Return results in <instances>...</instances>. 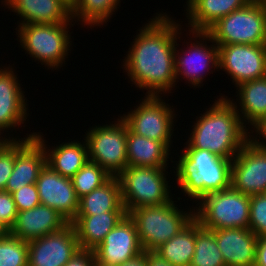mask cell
<instances>
[{"mask_svg": "<svg viewBox=\"0 0 266 266\" xmlns=\"http://www.w3.org/2000/svg\"><path fill=\"white\" fill-rule=\"evenodd\" d=\"M69 222L56 210L46 205L18 212L8 233L21 240L30 241L57 232Z\"/></svg>", "mask_w": 266, "mask_h": 266, "instance_id": "obj_20", "label": "cell"}, {"mask_svg": "<svg viewBox=\"0 0 266 266\" xmlns=\"http://www.w3.org/2000/svg\"><path fill=\"white\" fill-rule=\"evenodd\" d=\"M118 266H147V251H144L136 258L119 264Z\"/></svg>", "mask_w": 266, "mask_h": 266, "instance_id": "obj_41", "label": "cell"}, {"mask_svg": "<svg viewBox=\"0 0 266 266\" xmlns=\"http://www.w3.org/2000/svg\"><path fill=\"white\" fill-rule=\"evenodd\" d=\"M11 194L18 212L32 209L41 204L36 184L25 185Z\"/></svg>", "mask_w": 266, "mask_h": 266, "instance_id": "obj_34", "label": "cell"}, {"mask_svg": "<svg viewBox=\"0 0 266 266\" xmlns=\"http://www.w3.org/2000/svg\"><path fill=\"white\" fill-rule=\"evenodd\" d=\"M147 266H172L155 251H147Z\"/></svg>", "mask_w": 266, "mask_h": 266, "instance_id": "obj_40", "label": "cell"}, {"mask_svg": "<svg viewBox=\"0 0 266 266\" xmlns=\"http://www.w3.org/2000/svg\"><path fill=\"white\" fill-rule=\"evenodd\" d=\"M249 229L257 236H266V193L250 196Z\"/></svg>", "mask_w": 266, "mask_h": 266, "instance_id": "obj_33", "label": "cell"}, {"mask_svg": "<svg viewBox=\"0 0 266 266\" xmlns=\"http://www.w3.org/2000/svg\"><path fill=\"white\" fill-rule=\"evenodd\" d=\"M236 93L237 98L231 102L243 124L252 131L266 116V76L240 84Z\"/></svg>", "mask_w": 266, "mask_h": 266, "instance_id": "obj_24", "label": "cell"}, {"mask_svg": "<svg viewBox=\"0 0 266 266\" xmlns=\"http://www.w3.org/2000/svg\"><path fill=\"white\" fill-rule=\"evenodd\" d=\"M217 45L266 44V10L263 3L245 7L220 18L206 31Z\"/></svg>", "mask_w": 266, "mask_h": 266, "instance_id": "obj_10", "label": "cell"}, {"mask_svg": "<svg viewBox=\"0 0 266 266\" xmlns=\"http://www.w3.org/2000/svg\"><path fill=\"white\" fill-rule=\"evenodd\" d=\"M250 196L232 187L203 196L194 218L208 230L249 228Z\"/></svg>", "mask_w": 266, "mask_h": 266, "instance_id": "obj_8", "label": "cell"}, {"mask_svg": "<svg viewBox=\"0 0 266 266\" xmlns=\"http://www.w3.org/2000/svg\"><path fill=\"white\" fill-rule=\"evenodd\" d=\"M219 72L231 78L234 87L266 76V44L218 45Z\"/></svg>", "mask_w": 266, "mask_h": 266, "instance_id": "obj_12", "label": "cell"}, {"mask_svg": "<svg viewBox=\"0 0 266 266\" xmlns=\"http://www.w3.org/2000/svg\"><path fill=\"white\" fill-rule=\"evenodd\" d=\"M254 266H266V236L257 238Z\"/></svg>", "mask_w": 266, "mask_h": 266, "instance_id": "obj_38", "label": "cell"}, {"mask_svg": "<svg viewBox=\"0 0 266 266\" xmlns=\"http://www.w3.org/2000/svg\"><path fill=\"white\" fill-rule=\"evenodd\" d=\"M169 174L172 172L169 173L168 168L127 166L117 176L126 212L168 203L175 195L171 192L173 187L169 183L172 180Z\"/></svg>", "mask_w": 266, "mask_h": 266, "instance_id": "obj_7", "label": "cell"}, {"mask_svg": "<svg viewBox=\"0 0 266 266\" xmlns=\"http://www.w3.org/2000/svg\"><path fill=\"white\" fill-rule=\"evenodd\" d=\"M195 251V218L179 233L158 247L155 252L172 266L191 264Z\"/></svg>", "mask_w": 266, "mask_h": 266, "instance_id": "obj_29", "label": "cell"}, {"mask_svg": "<svg viewBox=\"0 0 266 266\" xmlns=\"http://www.w3.org/2000/svg\"><path fill=\"white\" fill-rule=\"evenodd\" d=\"M154 15L133 35L121 68L130 79L129 83L132 82L137 90H146L145 96L168 97L177 89L175 49L184 21L163 11Z\"/></svg>", "mask_w": 266, "mask_h": 266, "instance_id": "obj_1", "label": "cell"}, {"mask_svg": "<svg viewBox=\"0 0 266 266\" xmlns=\"http://www.w3.org/2000/svg\"><path fill=\"white\" fill-rule=\"evenodd\" d=\"M40 202L56 210L71 223L79 209V198L72 180L61 176L47 164L42 168L36 181Z\"/></svg>", "mask_w": 266, "mask_h": 266, "instance_id": "obj_17", "label": "cell"}, {"mask_svg": "<svg viewBox=\"0 0 266 266\" xmlns=\"http://www.w3.org/2000/svg\"><path fill=\"white\" fill-rule=\"evenodd\" d=\"M0 66V134H5V136L8 134L12 140H20L18 135L14 137L9 133H12L13 130L17 133L16 130H19V126L23 128L27 126L26 120L30 115L28 100L24 95L25 91L22 90L24 88H21V80L17 77L18 74L14 67L10 64L8 66L1 64Z\"/></svg>", "mask_w": 266, "mask_h": 266, "instance_id": "obj_14", "label": "cell"}, {"mask_svg": "<svg viewBox=\"0 0 266 266\" xmlns=\"http://www.w3.org/2000/svg\"><path fill=\"white\" fill-rule=\"evenodd\" d=\"M126 149L128 166L169 168V161L174 163V152L164 142L135 134L128 128Z\"/></svg>", "mask_w": 266, "mask_h": 266, "instance_id": "obj_25", "label": "cell"}, {"mask_svg": "<svg viewBox=\"0 0 266 266\" xmlns=\"http://www.w3.org/2000/svg\"><path fill=\"white\" fill-rule=\"evenodd\" d=\"M66 1L71 7L75 4L76 0H64Z\"/></svg>", "mask_w": 266, "mask_h": 266, "instance_id": "obj_44", "label": "cell"}, {"mask_svg": "<svg viewBox=\"0 0 266 266\" xmlns=\"http://www.w3.org/2000/svg\"><path fill=\"white\" fill-rule=\"evenodd\" d=\"M231 187L245 195L266 193V144L249 139L232 160Z\"/></svg>", "mask_w": 266, "mask_h": 266, "instance_id": "obj_13", "label": "cell"}, {"mask_svg": "<svg viewBox=\"0 0 266 266\" xmlns=\"http://www.w3.org/2000/svg\"><path fill=\"white\" fill-rule=\"evenodd\" d=\"M181 155L172 168L173 181L180 187V194L183 193L185 200L190 199L196 204L203 196L228 189L231 187L232 160L217 156L208 150L197 148H181ZM176 166V167H175ZM175 179V180H174Z\"/></svg>", "mask_w": 266, "mask_h": 266, "instance_id": "obj_3", "label": "cell"}, {"mask_svg": "<svg viewBox=\"0 0 266 266\" xmlns=\"http://www.w3.org/2000/svg\"><path fill=\"white\" fill-rule=\"evenodd\" d=\"M11 140V137L0 134V152Z\"/></svg>", "mask_w": 266, "mask_h": 266, "instance_id": "obj_42", "label": "cell"}, {"mask_svg": "<svg viewBox=\"0 0 266 266\" xmlns=\"http://www.w3.org/2000/svg\"><path fill=\"white\" fill-rule=\"evenodd\" d=\"M112 176L97 163L88 161L72 178L73 187L77 197L91 193L101 187Z\"/></svg>", "mask_w": 266, "mask_h": 266, "instance_id": "obj_31", "label": "cell"}, {"mask_svg": "<svg viewBox=\"0 0 266 266\" xmlns=\"http://www.w3.org/2000/svg\"><path fill=\"white\" fill-rule=\"evenodd\" d=\"M105 212H126L117 176H112L101 187L79 199L77 215H96Z\"/></svg>", "mask_w": 266, "mask_h": 266, "instance_id": "obj_27", "label": "cell"}, {"mask_svg": "<svg viewBox=\"0 0 266 266\" xmlns=\"http://www.w3.org/2000/svg\"><path fill=\"white\" fill-rule=\"evenodd\" d=\"M0 3L20 17L17 26L74 22L72 7L64 0H1Z\"/></svg>", "mask_w": 266, "mask_h": 266, "instance_id": "obj_19", "label": "cell"}, {"mask_svg": "<svg viewBox=\"0 0 266 266\" xmlns=\"http://www.w3.org/2000/svg\"><path fill=\"white\" fill-rule=\"evenodd\" d=\"M36 132L15 140V164L5 191L13 193L25 185L36 184L39 173L46 165L43 145L34 137Z\"/></svg>", "mask_w": 266, "mask_h": 266, "instance_id": "obj_18", "label": "cell"}, {"mask_svg": "<svg viewBox=\"0 0 266 266\" xmlns=\"http://www.w3.org/2000/svg\"><path fill=\"white\" fill-rule=\"evenodd\" d=\"M6 233L7 231L0 224V237L4 236Z\"/></svg>", "mask_w": 266, "mask_h": 266, "instance_id": "obj_43", "label": "cell"}, {"mask_svg": "<svg viewBox=\"0 0 266 266\" xmlns=\"http://www.w3.org/2000/svg\"><path fill=\"white\" fill-rule=\"evenodd\" d=\"M64 266H97L94 252L80 250Z\"/></svg>", "mask_w": 266, "mask_h": 266, "instance_id": "obj_37", "label": "cell"}, {"mask_svg": "<svg viewBox=\"0 0 266 266\" xmlns=\"http://www.w3.org/2000/svg\"><path fill=\"white\" fill-rule=\"evenodd\" d=\"M262 3H263L265 10H266V0H264Z\"/></svg>", "mask_w": 266, "mask_h": 266, "instance_id": "obj_46", "label": "cell"}, {"mask_svg": "<svg viewBox=\"0 0 266 266\" xmlns=\"http://www.w3.org/2000/svg\"><path fill=\"white\" fill-rule=\"evenodd\" d=\"M191 266H225L214 233L195 219V251Z\"/></svg>", "mask_w": 266, "mask_h": 266, "instance_id": "obj_30", "label": "cell"}, {"mask_svg": "<svg viewBox=\"0 0 266 266\" xmlns=\"http://www.w3.org/2000/svg\"><path fill=\"white\" fill-rule=\"evenodd\" d=\"M122 1V0H121ZM120 0H76L72 6V19L81 28H102L116 14Z\"/></svg>", "mask_w": 266, "mask_h": 266, "instance_id": "obj_28", "label": "cell"}, {"mask_svg": "<svg viewBox=\"0 0 266 266\" xmlns=\"http://www.w3.org/2000/svg\"><path fill=\"white\" fill-rule=\"evenodd\" d=\"M15 164V140H11L0 152V191H5Z\"/></svg>", "mask_w": 266, "mask_h": 266, "instance_id": "obj_35", "label": "cell"}, {"mask_svg": "<svg viewBox=\"0 0 266 266\" xmlns=\"http://www.w3.org/2000/svg\"><path fill=\"white\" fill-rule=\"evenodd\" d=\"M44 136L40 131L34 135L45 149L46 164L61 176L71 179L89 161L88 146L84 137L82 141L68 139V142L59 141V144L50 146Z\"/></svg>", "mask_w": 266, "mask_h": 266, "instance_id": "obj_21", "label": "cell"}, {"mask_svg": "<svg viewBox=\"0 0 266 266\" xmlns=\"http://www.w3.org/2000/svg\"><path fill=\"white\" fill-rule=\"evenodd\" d=\"M216 98L201 116H196L183 148L208 150L233 160L251 138V131L243 124L229 95L221 93Z\"/></svg>", "mask_w": 266, "mask_h": 266, "instance_id": "obj_2", "label": "cell"}, {"mask_svg": "<svg viewBox=\"0 0 266 266\" xmlns=\"http://www.w3.org/2000/svg\"><path fill=\"white\" fill-rule=\"evenodd\" d=\"M176 198L182 200L177 196L165 204L138 207L128 212L136 225L144 251H155L194 219V205L185 206L184 209L177 205L178 201H174Z\"/></svg>", "mask_w": 266, "mask_h": 266, "instance_id": "obj_4", "label": "cell"}, {"mask_svg": "<svg viewBox=\"0 0 266 266\" xmlns=\"http://www.w3.org/2000/svg\"><path fill=\"white\" fill-rule=\"evenodd\" d=\"M142 99V100H141ZM134 109L120 115L128 129L151 140L164 142L171 150L177 114L173 105L166 103L165 96H144ZM164 99V100H163ZM175 123V124H174ZM172 146V148H171Z\"/></svg>", "mask_w": 266, "mask_h": 266, "instance_id": "obj_9", "label": "cell"}, {"mask_svg": "<svg viewBox=\"0 0 266 266\" xmlns=\"http://www.w3.org/2000/svg\"><path fill=\"white\" fill-rule=\"evenodd\" d=\"M127 128L118 115L116 121L92 126L84 132L89 160L97 163L111 176H118L128 166Z\"/></svg>", "mask_w": 266, "mask_h": 266, "instance_id": "obj_11", "label": "cell"}, {"mask_svg": "<svg viewBox=\"0 0 266 266\" xmlns=\"http://www.w3.org/2000/svg\"><path fill=\"white\" fill-rule=\"evenodd\" d=\"M185 31L187 32L185 36L190 37H187L188 41L184 39L182 44L186 45L184 48H180L178 42L181 43L183 40L181 39L183 38L182 33ZM215 70L219 71V49L212 37L205 31L189 30L188 32L186 29L181 31L178 34L175 49L176 83L183 79L188 86H192L191 88L199 89L205 84L203 82L206 80V76L209 73H216Z\"/></svg>", "mask_w": 266, "mask_h": 266, "instance_id": "obj_6", "label": "cell"}, {"mask_svg": "<svg viewBox=\"0 0 266 266\" xmlns=\"http://www.w3.org/2000/svg\"><path fill=\"white\" fill-rule=\"evenodd\" d=\"M251 139L260 143L266 144V116L263 120L251 131Z\"/></svg>", "mask_w": 266, "mask_h": 266, "instance_id": "obj_39", "label": "cell"}, {"mask_svg": "<svg viewBox=\"0 0 266 266\" xmlns=\"http://www.w3.org/2000/svg\"><path fill=\"white\" fill-rule=\"evenodd\" d=\"M184 23L188 31H207L220 18L245 7L248 0H186ZM188 19V20H187ZM187 24V25H186Z\"/></svg>", "mask_w": 266, "mask_h": 266, "instance_id": "obj_23", "label": "cell"}, {"mask_svg": "<svg viewBox=\"0 0 266 266\" xmlns=\"http://www.w3.org/2000/svg\"><path fill=\"white\" fill-rule=\"evenodd\" d=\"M18 214L12 194L0 191V224L8 232L13 226Z\"/></svg>", "mask_w": 266, "mask_h": 266, "instance_id": "obj_36", "label": "cell"}, {"mask_svg": "<svg viewBox=\"0 0 266 266\" xmlns=\"http://www.w3.org/2000/svg\"><path fill=\"white\" fill-rule=\"evenodd\" d=\"M0 266H28V241L8 232L0 237Z\"/></svg>", "mask_w": 266, "mask_h": 266, "instance_id": "obj_32", "label": "cell"}, {"mask_svg": "<svg viewBox=\"0 0 266 266\" xmlns=\"http://www.w3.org/2000/svg\"><path fill=\"white\" fill-rule=\"evenodd\" d=\"M93 252L97 266H118L144 252L136 225L128 214Z\"/></svg>", "mask_w": 266, "mask_h": 266, "instance_id": "obj_16", "label": "cell"}, {"mask_svg": "<svg viewBox=\"0 0 266 266\" xmlns=\"http://www.w3.org/2000/svg\"><path fill=\"white\" fill-rule=\"evenodd\" d=\"M80 250L75 227L68 223L57 232L28 241V266H64Z\"/></svg>", "mask_w": 266, "mask_h": 266, "instance_id": "obj_15", "label": "cell"}, {"mask_svg": "<svg viewBox=\"0 0 266 266\" xmlns=\"http://www.w3.org/2000/svg\"><path fill=\"white\" fill-rule=\"evenodd\" d=\"M74 25L75 22L20 25L15 28L16 40L37 64L41 63L47 70H58L71 53L73 36L69 29Z\"/></svg>", "mask_w": 266, "mask_h": 266, "instance_id": "obj_5", "label": "cell"}, {"mask_svg": "<svg viewBox=\"0 0 266 266\" xmlns=\"http://www.w3.org/2000/svg\"><path fill=\"white\" fill-rule=\"evenodd\" d=\"M225 266H254L257 236L249 228L211 230Z\"/></svg>", "mask_w": 266, "mask_h": 266, "instance_id": "obj_22", "label": "cell"}, {"mask_svg": "<svg viewBox=\"0 0 266 266\" xmlns=\"http://www.w3.org/2000/svg\"><path fill=\"white\" fill-rule=\"evenodd\" d=\"M249 2H257V3H262L264 0H248Z\"/></svg>", "mask_w": 266, "mask_h": 266, "instance_id": "obj_45", "label": "cell"}, {"mask_svg": "<svg viewBox=\"0 0 266 266\" xmlns=\"http://www.w3.org/2000/svg\"><path fill=\"white\" fill-rule=\"evenodd\" d=\"M127 214L105 212L96 215H76L71 224L75 227L80 249L93 251Z\"/></svg>", "mask_w": 266, "mask_h": 266, "instance_id": "obj_26", "label": "cell"}]
</instances>
